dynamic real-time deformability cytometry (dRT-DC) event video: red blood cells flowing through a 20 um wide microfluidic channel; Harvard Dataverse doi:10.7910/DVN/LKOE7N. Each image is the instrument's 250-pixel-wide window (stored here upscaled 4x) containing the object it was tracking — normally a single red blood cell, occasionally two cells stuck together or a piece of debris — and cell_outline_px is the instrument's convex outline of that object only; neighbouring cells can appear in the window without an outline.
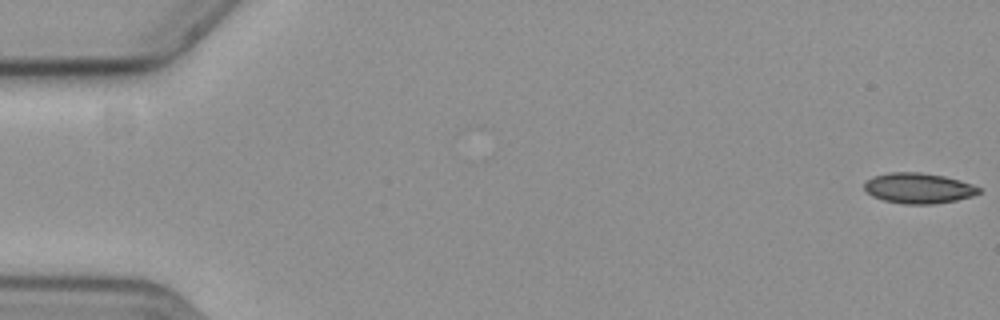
{"species": "common noctule bat (a hibernating species)", "species_latin": "Nyctalus noctula", "temperature_condition": "cold", "stored_images_in_passage": 12, "camera_frame_rate_fps": 3000, "um_per_image_px": 0.085, "animal": {"sex": "female", "body_mass_g": 19.3, "forearm_length_mm": 54.1}, "frame": {"image": 1, "passage_image": 1, "time_ms": 0.0, "image_size_px": [1000, 320], "cell_outline_px": [[984, 188], [980, 192], [972, 196], [956, 200], [932, 204], [904, 204], [884, 200], [872, 196], [864, 188], [864, 184], [872, 176], [888, 172], [920, 172], [944, 176], [960, 180]], "centroid_in_image_um": [78.09, 15.99], "position_along_channel_um": 6.9, "area_um2": 20.4}}